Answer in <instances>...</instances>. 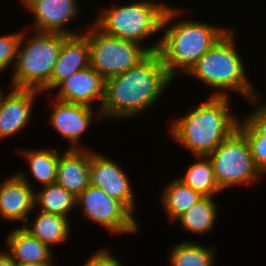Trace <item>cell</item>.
I'll list each match as a JSON object with an SVG mask.
<instances>
[{
    "mask_svg": "<svg viewBox=\"0 0 266 266\" xmlns=\"http://www.w3.org/2000/svg\"><path fill=\"white\" fill-rule=\"evenodd\" d=\"M172 82L160 55L150 53L135 67L105 80L101 116L113 120L141 115L154 106Z\"/></svg>",
    "mask_w": 266,
    "mask_h": 266,
    "instance_id": "obj_1",
    "label": "cell"
},
{
    "mask_svg": "<svg viewBox=\"0 0 266 266\" xmlns=\"http://www.w3.org/2000/svg\"><path fill=\"white\" fill-rule=\"evenodd\" d=\"M182 13L183 10L178 7L166 8L161 25V31H165L157 50L167 74L173 81L179 73L187 74L199 58L228 31L226 27L224 29L187 18L173 22Z\"/></svg>",
    "mask_w": 266,
    "mask_h": 266,
    "instance_id": "obj_2",
    "label": "cell"
},
{
    "mask_svg": "<svg viewBox=\"0 0 266 266\" xmlns=\"http://www.w3.org/2000/svg\"><path fill=\"white\" fill-rule=\"evenodd\" d=\"M229 97L209 96L188 114L170 124L174 140L193 156H208L237 128L239 119L229 109Z\"/></svg>",
    "mask_w": 266,
    "mask_h": 266,
    "instance_id": "obj_3",
    "label": "cell"
},
{
    "mask_svg": "<svg viewBox=\"0 0 266 266\" xmlns=\"http://www.w3.org/2000/svg\"><path fill=\"white\" fill-rule=\"evenodd\" d=\"M235 29L228 31L197 61L186 75L199 80L205 86L214 88L209 96L229 97V92H237L251 104L259 103L261 94L246 76L244 60L236 46ZM216 89V90H215ZM228 90V91H227Z\"/></svg>",
    "mask_w": 266,
    "mask_h": 266,
    "instance_id": "obj_4",
    "label": "cell"
},
{
    "mask_svg": "<svg viewBox=\"0 0 266 266\" xmlns=\"http://www.w3.org/2000/svg\"><path fill=\"white\" fill-rule=\"evenodd\" d=\"M22 32L11 77V88L50 91V76L65 34L34 31L27 40ZM26 39V41H25Z\"/></svg>",
    "mask_w": 266,
    "mask_h": 266,
    "instance_id": "obj_5",
    "label": "cell"
},
{
    "mask_svg": "<svg viewBox=\"0 0 266 266\" xmlns=\"http://www.w3.org/2000/svg\"><path fill=\"white\" fill-rule=\"evenodd\" d=\"M164 2L139 0L120 6L99 9V15L92 21L102 32L142 44V41L161 32L165 10Z\"/></svg>",
    "mask_w": 266,
    "mask_h": 266,
    "instance_id": "obj_6",
    "label": "cell"
},
{
    "mask_svg": "<svg viewBox=\"0 0 266 266\" xmlns=\"http://www.w3.org/2000/svg\"><path fill=\"white\" fill-rule=\"evenodd\" d=\"M88 37L90 66L105 80L138 65L150 53L157 52L160 39L142 46L102 32L94 23L84 31Z\"/></svg>",
    "mask_w": 266,
    "mask_h": 266,
    "instance_id": "obj_7",
    "label": "cell"
},
{
    "mask_svg": "<svg viewBox=\"0 0 266 266\" xmlns=\"http://www.w3.org/2000/svg\"><path fill=\"white\" fill-rule=\"evenodd\" d=\"M208 158L222 191L230 186L255 183L262 176L253 162L248 140L238 128Z\"/></svg>",
    "mask_w": 266,
    "mask_h": 266,
    "instance_id": "obj_8",
    "label": "cell"
},
{
    "mask_svg": "<svg viewBox=\"0 0 266 266\" xmlns=\"http://www.w3.org/2000/svg\"><path fill=\"white\" fill-rule=\"evenodd\" d=\"M91 222L102 225L113 233L129 234L139 228L133 214L118 200L101 188L89 185L76 197V207Z\"/></svg>",
    "mask_w": 266,
    "mask_h": 266,
    "instance_id": "obj_9",
    "label": "cell"
},
{
    "mask_svg": "<svg viewBox=\"0 0 266 266\" xmlns=\"http://www.w3.org/2000/svg\"><path fill=\"white\" fill-rule=\"evenodd\" d=\"M125 173L118 163L90 149V185L101 188L134 214L136 199L128 175Z\"/></svg>",
    "mask_w": 266,
    "mask_h": 266,
    "instance_id": "obj_10",
    "label": "cell"
},
{
    "mask_svg": "<svg viewBox=\"0 0 266 266\" xmlns=\"http://www.w3.org/2000/svg\"><path fill=\"white\" fill-rule=\"evenodd\" d=\"M55 102H54V101ZM54 103L50 113V125L65 140L70 142L68 149H81L80 139L93 124L94 119H101L100 110L94 111L81 104H71L52 99Z\"/></svg>",
    "mask_w": 266,
    "mask_h": 266,
    "instance_id": "obj_11",
    "label": "cell"
},
{
    "mask_svg": "<svg viewBox=\"0 0 266 266\" xmlns=\"http://www.w3.org/2000/svg\"><path fill=\"white\" fill-rule=\"evenodd\" d=\"M25 172H17L0 184V217L6 221L30 222L35 209V188Z\"/></svg>",
    "mask_w": 266,
    "mask_h": 266,
    "instance_id": "obj_12",
    "label": "cell"
},
{
    "mask_svg": "<svg viewBox=\"0 0 266 266\" xmlns=\"http://www.w3.org/2000/svg\"><path fill=\"white\" fill-rule=\"evenodd\" d=\"M57 88L59 90L56 93V100L91 108H94L92 103L99 100L100 106L97 108L99 110L104 99L105 79L88 66L61 81L54 90Z\"/></svg>",
    "mask_w": 266,
    "mask_h": 266,
    "instance_id": "obj_13",
    "label": "cell"
},
{
    "mask_svg": "<svg viewBox=\"0 0 266 266\" xmlns=\"http://www.w3.org/2000/svg\"><path fill=\"white\" fill-rule=\"evenodd\" d=\"M77 0H37L27 10L34 16L33 31L65 34L67 36L82 34L72 32L68 23L79 15Z\"/></svg>",
    "mask_w": 266,
    "mask_h": 266,
    "instance_id": "obj_14",
    "label": "cell"
},
{
    "mask_svg": "<svg viewBox=\"0 0 266 266\" xmlns=\"http://www.w3.org/2000/svg\"><path fill=\"white\" fill-rule=\"evenodd\" d=\"M40 91L12 88L0 97V139L18 133L28 125L35 98Z\"/></svg>",
    "mask_w": 266,
    "mask_h": 266,
    "instance_id": "obj_15",
    "label": "cell"
},
{
    "mask_svg": "<svg viewBox=\"0 0 266 266\" xmlns=\"http://www.w3.org/2000/svg\"><path fill=\"white\" fill-rule=\"evenodd\" d=\"M66 149L59 156L56 183L77 197L90 185V149Z\"/></svg>",
    "mask_w": 266,
    "mask_h": 266,
    "instance_id": "obj_16",
    "label": "cell"
},
{
    "mask_svg": "<svg viewBox=\"0 0 266 266\" xmlns=\"http://www.w3.org/2000/svg\"><path fill=\"white\" fill-rule=\"evenodd\" d=\"M90 66L88 37L82 33L68 36L61 46L50 76V90L74 72Z\"/></svg>",
    "mask_w": 266,
    "mask_h": 266,
    "instance_id": "obj_17",
    "label": "cell"
},
{
    "mask_svg": "<svg viewBox=\"0 0 266 266\" xmlns=\"http://www.w3.org/2000/svg\"><path fill=\"white\" fill-rule=\"evenodd\" d=\"M5 241L9 248L6 252L14 262L54 263L52 248L31 236L22 226L11 229Z\"/></svg>",
    "mask_w": 266,
    "mask_h": 266,
    "instance_id": "obj_18",
    "label": "cell"
},
{
    "mask_svg": "<svg viewBox=\"0 0 266 266\" xmlns=\"http://www.w3.org/2000/svg\"><path fill=\"white\" fill-rule=\"evenodd\" d=\"M23 229L50 248L68 241L71 232L69 217L41 211L36 214L33 223L26 222Z\"/></svg>",
    "mask_w": 266,
    "mask_h": 266,
    "instance_id": "obj_19",
    "label": "cell"
},
{
    "mask_svg": "<svg viewBox=\"0 0 266 266\" xmlns=\"http://www.w3.org/2000/svg\"><path fill=\"white\" fill-rule=\"evenodd\" d=\"M217 204L213 197H202L175 221H179L184 230L202 236L215 227L219 213Z\"/></svg>",
    "mask_w": 266,
    "mask_h": 266,
    "instance_id": "obj_20",
    "label": "cell"
},
{
    "mask_svg": "<svg viewBox=\"0 0 266 266\" xmlns=\"http://www.w3.org/2000/svg\"><path fill=\"white\" fill-rule=\"evenodd\" d=\"M163 190L161 196L162 207L168 219L172 222L204 197L176 178L167 184Z\"/></svg>",
    "mask_w": 266,
    "mask_h": 266,
    "instance_id": "obj_21",
    "label": "cell"
},
{
    "mask_svg": "<svg viewBox=\"0 0 266 266\" xmlns=\"http://www.w3.org/2000/svg\"><path fill=\"white\" fill-rule=\"evenodd\" d=\"M195 158L196 162L186 168L185 175L177 179L204 197H213L221 193L222 190L214 177L211 160L208 156H195Z\"/></svg>",
    "mask_w": 266,
    "mask_h": 266,
    "instance_id": "obj_22",
    "label": "cell"
},
{
    "mask_svg": "<svg viewBox=\"0 0 266 266\" xmlns=\"http://www.w3.org/2000/svg\"><path fill=\"white\" fill-rule=\"evenodd\" d=\"M21 156L29 164L30 173L42 186L56 182V173L59 161V152L52 148L18 149Z\"/></svg>",
    "mask_w": 266,
    "mask_h": 266,
    "instance_id": "obj_23",
    "label": "cell"
},
{
    "mask_svg": "<svg viewBox=\"0 0 266 266\" xmlns=\"http://www.w3.org/2000/svg\"><path fill=\"white\" fill-rule=\"evenodd\" d=\"M42 188L35 192V209L39 206L41 212L69 217L70 211L76 208V196L56 182Z\"/></svg>",
    "mask_w": 266,
    "mask_h": 266,
    "instance_id": "obj_24",
    "label": "cell"
},
{
    "mask_svg": "<svg viewBox=\"0 0 266 266\" xmlns=\"http://www.w3.org/2000/svg\"><path fill=\"white\" fill-rule=\"evenodd\" d=\"M215 253L214 247L182 241L170 249L169 266H214Z\"/></svg>",
    "mask_w": 266,
    "mask_h": 266,
    "instance_id": "obj_25",
    "label": "cell"
},
{
    "mask_svg": "<svg viewBox=\"0 0 266 266\" xmlns=\"http://www.w3.org/2000/svg\"><path fill=\"white\" fill-rule=\"evenodd\" d=\"M238 129L248 140L253 162L262 175L266 174V142H261L259 136L243 119L238 123Z\"/></svg>",
    "mask_w": 266,
    "mask_h": 266,
    "instance_id": "obj_26",
    "label": "cell"
},
{
    "mask_svg": "<svg viewBox=\"0 0 266 266\" xmlns=\"http://www.w3.org/2000/svg\"><path fill=\"white\" fill-rule=\"evenodd\" d=\"M22 32L0 36V73L8 66L14 67Z\"/></svg>",
    "mask_w": 266,
    "mask_h": 266,
    "instance_id": "obj_27",
    "label": "cell"
},
{
    "mask_svg": "<svg viewBox=\"0 0 266 266\" xmlns=\"http://www.w3.org/2000/svg\"><path fill=\"white\" fill-rule=\"evenodd\" d=\"M252 113L243 120L259 135L261 142H266V103L258 105Z\"/></svg>",
    "mask_w": 266,
    "mask_h": 266,
    "instance_id": "obj_28",
    "label": "cell"
},
{
    "mask_svg": "<svg viewBox=\"0 0 266 266\" xmlns=\"http://www.w3.org/2000/svg\"><path fill=\"white\" fill-rule=\"evenodd\" d=\"M117 257L111 254L110 250L98 249L83 266H122Z\"/></svg>",
    "mask_w": 266,
    "mask_h": 266,
    "instance_id": "obj_29",
    "label": "cell"
},
{
    "mask_svg": "<svg viewBox=\"0 0 266 266\" xmlns=\"http://www.w3.org/2000/svg\"><path fill=\"white\" fill-rule=\"evenodd\" d=\"M14 261L6 251L0 252V266H13Z\"/></svg>",
    "mask_w": 266,
    "mask_h": 266,
    "instance_id": "obj_30",
    "label": "cell"
},
{
    "mask_svg": "<svg viewBox=\"0 0 266 266\" xmlns=\"http://www.w3.org/2000/svg\"><path fill=\"white\" fill-rule=\"evenodd\" d=\"M13 266H55L54 263H19L14 262Z\"/></svg>",
    "mask_w": 266,
    "mask_h": 266,
    "instance_id": "obj_31",
    "label": "cell"
},
{
    "mask_svg": "<svg viewBox=\"0 0 266 266\" xmlns=\"http://www.w3.org/2000/svg\"><path fill=\"white\" fill-rule=\"evenodd\" d=\"M37 0H20L21 6L24 7V9H27L31 4H33Z\"/></svg>",
    "mask_w": 266,
    "mask_h": 266,
    "instance_id": "obj_32",
    "label": "cell"
},
{
    "mask_svg": "<svg viewBox=\"0 0 266 266\" xmlns=\"http://www.w3.org/2000/svg\"><path fill=\"white\" fill-rule=\"evenodd\" d=\"M3 94V91H2V88L0 89V97L2 96Z\"/></svg>",
    "mask_w": 266,
    "mask_h": 266,
    "instance_id": "obj_33",
    "label": "cell"
}]
</instances>
